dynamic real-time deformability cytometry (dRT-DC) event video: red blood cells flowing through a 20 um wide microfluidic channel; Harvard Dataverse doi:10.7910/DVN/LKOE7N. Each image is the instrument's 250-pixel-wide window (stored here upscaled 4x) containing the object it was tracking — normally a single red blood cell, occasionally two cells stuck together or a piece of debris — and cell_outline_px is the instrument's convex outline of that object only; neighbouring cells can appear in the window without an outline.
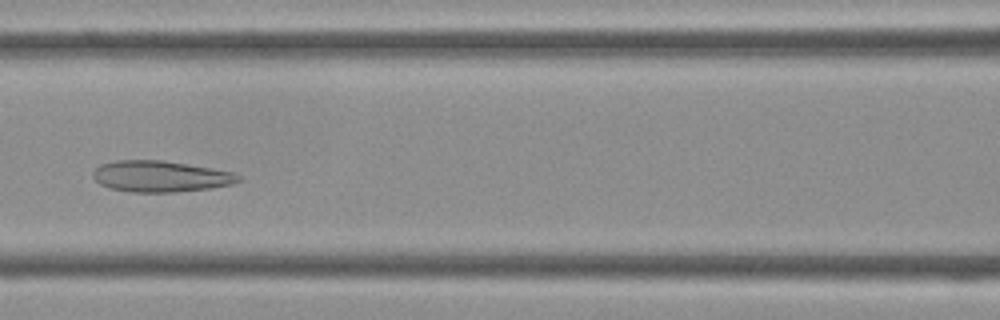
{"species": "Egyptian fruit bat (a non-hibernating species)", "species_latin": "Rousettus aegyptiacus", "temperature_condition": "cold", "stored_images_in_passage": 44, "camera_frame_rate_fps": 3000, "um_per_image_px": 0.085, "frame": {"image": 1, "passage_image": 18, "time_ms": 5.667, "image_size_px": [1000, 320], "cell_outline_px": [[240, 180], [232, 184], [212, 188], [176, 192], [132, 192], [108, 188], [100, 184], [92, 176], [92, 172], [100, 164], [116, 160], [164, 160], [232, 172], [240, 176]], "centroid_in_image_um": [13.6, 14.99], "position_along_channel_um": 153.0, "area_um2": 26.41}}
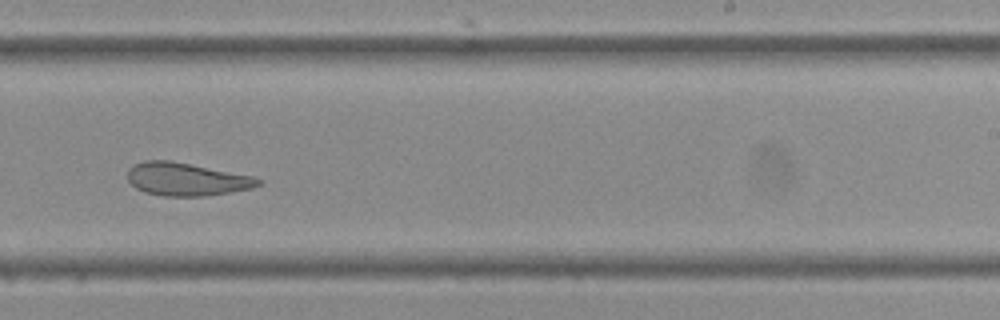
{"frame": {"image": 2, "passage_image": 26, "time_ms": 8.333, "image_size_px": [1000, 320], "cell_outline_px": [[264, 180], [260, 184], [252, 188], [228, 192], [200, 196], [164, 196], [144, 192], [136, 188], [128, 180], [128, 168], [132, 164], [144, 160], [168, 160], [252, 176]], "centroid_in_image_um": [15.8, 15.23], "position_along_channel_um": 273.2, "area_um2": 24.85}}
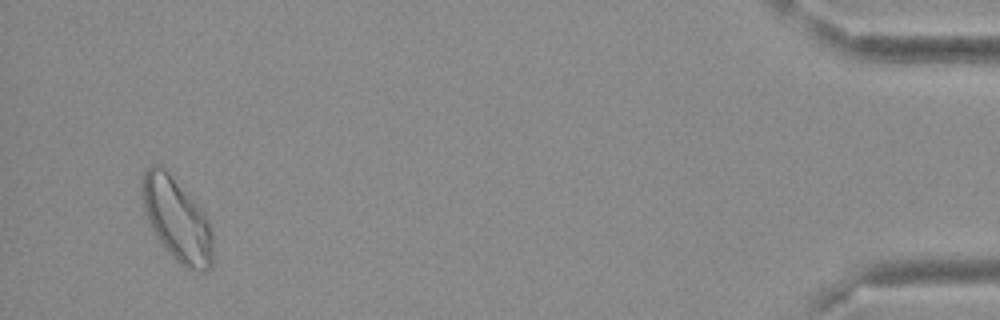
{"frame": {"image": 3, "passage_image": 41, "time_ms": 13.333, "image_size_px": [1000, 320], "cell_outline_px": [[212, 268], [204, 272], [192, 272], [180, 264], [168, 252], [152, 228], [148, 220], [144, 208], [140, 192], [140, 176], [152, 164], [160, 164], [168, 172], [204, 212], [208, 220], [212, 232]], "centroid_in_image_um": [15.02, 18.67], "position_along_channel_um": 420.2, "area_um2": 34.33}}